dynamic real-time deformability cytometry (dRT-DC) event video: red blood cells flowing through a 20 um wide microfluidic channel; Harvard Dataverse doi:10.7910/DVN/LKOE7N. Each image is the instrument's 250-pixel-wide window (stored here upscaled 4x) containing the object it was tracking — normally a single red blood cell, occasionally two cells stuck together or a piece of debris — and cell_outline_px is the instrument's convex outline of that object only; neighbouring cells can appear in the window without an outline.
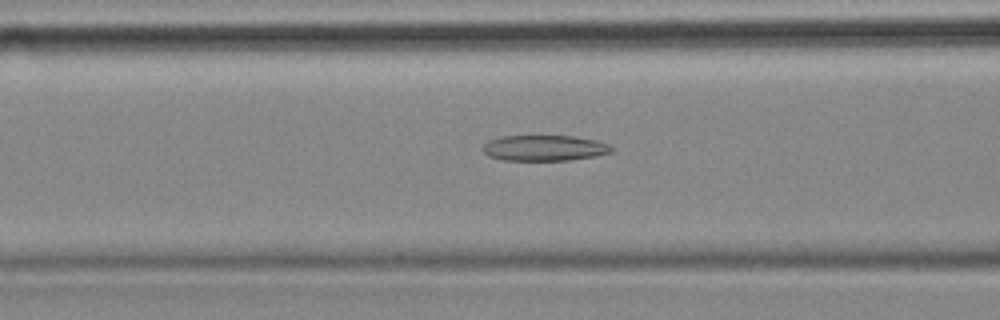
{"species": "common noctule bat (a hibernating species)", "species_latin": "Nyctalus noctula", "temperature_condition": "cold", "stored_images_in_passage": 55, "camera_frame_rate_fps": 3000, "um_per_image_px": 0.085, "animal": {"sex": "female", "body_mass_g": 18.4}, "frame": {"image": 1, "passage_image": 21, "time_ms": 6.667, "image_size_px": [1000, 320], "cell_outline_px": [[612, 152], [596, 156], [568, 160], [504, 160], [488, 156], [484, 152], [484, 144], [488, 140], [504, 136], [572, 136], [596, 140], [608, 144], [612, 148]], "centroid_in_image_um": [46.28, 12.58], "position_along_channel_um": 120.3, "area_um2": 19.13}}
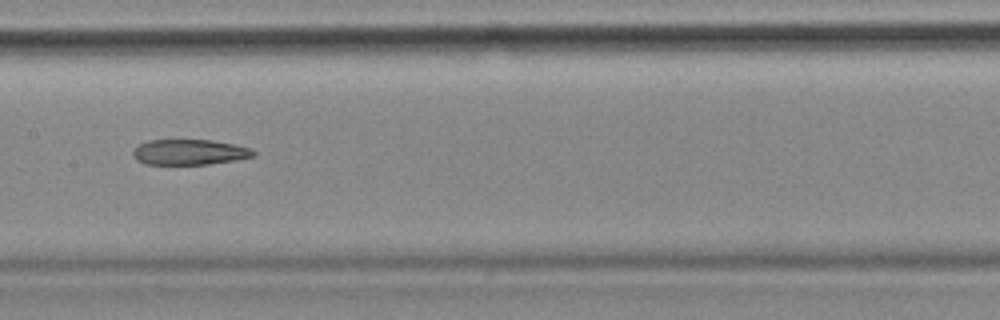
{"frame": {"image": 2, "passage_image": 27, "time_ms": 8.667, "image_size_px": [1000, 320], "cell_outline_px": [[256, 156], [236, 160], [208, 164], [144, 164], [136, 160], [132, 152], [132, 148], [148, 140], [212, 140], [252, 148], [256, 152]], "centroid_in_image_um": [16.1, 12.93], "position_along_channel_um": 191.3, "area_um2": 17.98}}
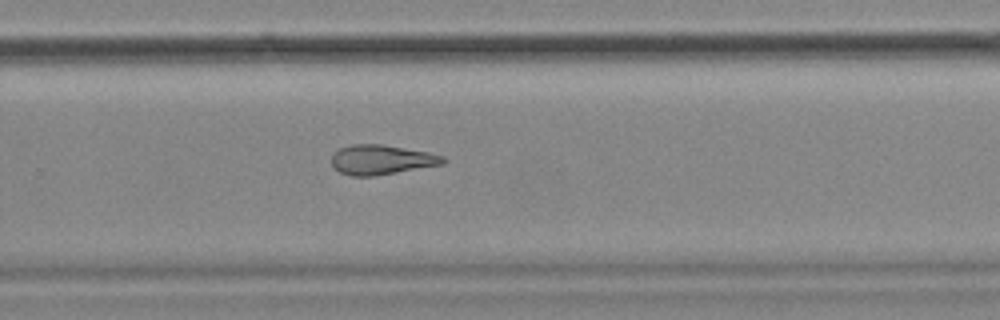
{"frame": {"image": 3, "passage_image": 36, "time_ms": 11.667, "image_size_px": [1000, 320], "cell_outline_px": [[448, 160], [444, 164], [372, 176], [352, 176], [340, 172], [332, 164], [332, 152], [340, 148], [352, 144], [380, 144], [428, 152], [444, 156]], "centroid_in_image_um": [32.43, 13.57], "position_along_channel_um": 297.4, "area_um2": 19.19}, "authors_computed_cell_mechanics": {"area_um2": 21.2704, "velocity_mm_per_s": 3.551, "shape_relaxation_time_tau1_ms": null, "shape_relaxation_time_tau2_ms": 10.6513, "deformation_change_tau1": null, "deformation_change_tau2": 0.2455}}